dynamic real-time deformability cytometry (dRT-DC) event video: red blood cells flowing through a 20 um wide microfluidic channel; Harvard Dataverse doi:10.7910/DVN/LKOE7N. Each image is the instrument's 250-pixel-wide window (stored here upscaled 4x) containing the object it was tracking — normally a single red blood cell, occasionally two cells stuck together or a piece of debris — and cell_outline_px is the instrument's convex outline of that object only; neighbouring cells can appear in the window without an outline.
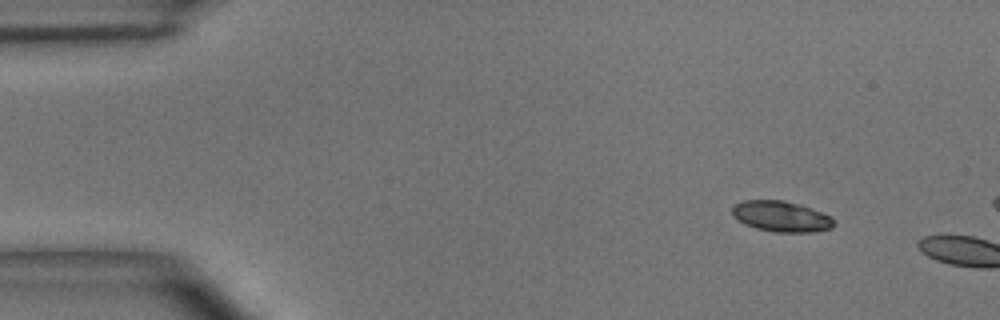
{"species": "common noctule bat (a hibernating species)", "species_latin": "Nyctalus noctula", "temperature_condition": "room temperature", "stored_images_in_passage": 2, "camera_frame_rate_fps": 3000, "um_per_image_px": 0.085, "animal": {"sex": "male", "body_mass_g": 15.6}, "frame": {"image": 1, "passage_image": 1, "time_ms": 0.0, "image_size_px": [1000, 320], "cell_outline_px": [[836, 224], [832, 228], [812, 232], [776, 232], [756, 228], [744, 224], [732, 216], [732, 204], [744, 200], [784, 200], [800, 204], [832, 216], [836, 220]], "centroid_in_image_um": [66.41, 18.39], "position_along_channel_um": 18.6, "area_um2": 18.5}}